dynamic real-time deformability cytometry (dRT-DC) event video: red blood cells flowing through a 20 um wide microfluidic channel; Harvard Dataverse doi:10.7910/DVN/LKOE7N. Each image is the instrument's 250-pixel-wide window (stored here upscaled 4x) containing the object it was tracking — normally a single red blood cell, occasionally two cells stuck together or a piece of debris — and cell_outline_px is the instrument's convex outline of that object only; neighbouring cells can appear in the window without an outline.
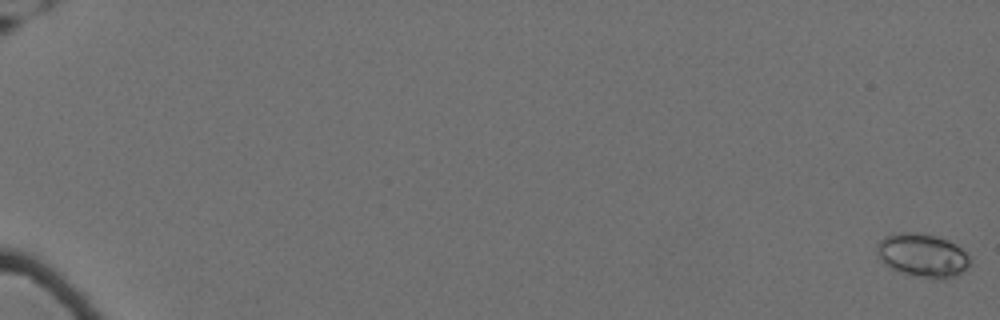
{"species": "Egyptian fruit bat (a non-hibernating species)", "species_latin": "Rousettus aegyptiacus", "temperature_condition": "cold", "stored_images_in_passage": 56, "camera_frame_rate_fps": 3000, "um_per_image_px": 0.085, "animal": {"sex": "female"}, "frame": {"image": 1, "passage_image": 1, "time_ms": 0.0, "image_size_px": [1000, 320], "cell_outline_px": [[972, 264], [956, 276], [944, 280], [940, 280], [912, 276], [900, 272], [892, 268], [880, 260], [876, 252], [876, 244], [884, 236], [900, 232], [916, 232], [936, 236], [948, 240], [956, 244], [968, 256]], "centroid_in_image_um": [78.41, 21.71], "position_along_channel_um": 6.6, "area_um2": 23.93}}
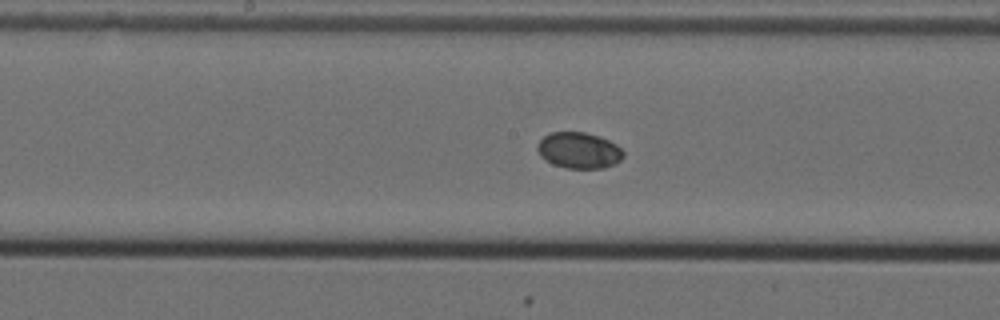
{"frame": {"image": 2, "passage_image": 36, "time_ms": 11.667, "image_size_px": [1000, 320], "cell_outline_px": [[624, 156], [616, 164], [604, 168], [568, 168], [552, 164], [540, 156], [536, 148], [540, 140], [544, 136], [552, 132], [584, 132], [608, 140], [616, 144], [624, 152]], "centroid_in_image_um": [49.21, 12.79], "position_along_channel_um": 199.0, "area_um2": 18.03}}
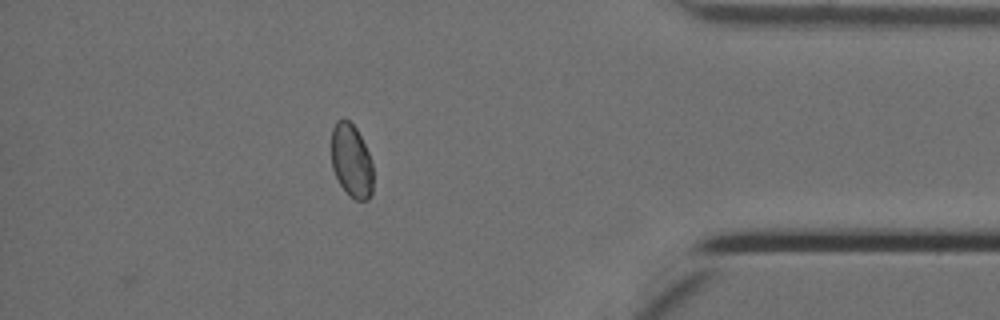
{"frame": {"image": 3, "passage_image": 56, "time_ms": 18.333, "image_size_px": [1000, 320], "cell_outline_px": [[372, 192], [368, 200], [356, 200], [340, 184], [332, 168], [332, 128], [336, 120], [348, 120], [356, 128], [368, 152], [372, 164]], "centroid_in_image_um": [29.87, 13.65], "position_along_channel_um": 405.3, "area_um2": 17.51}}